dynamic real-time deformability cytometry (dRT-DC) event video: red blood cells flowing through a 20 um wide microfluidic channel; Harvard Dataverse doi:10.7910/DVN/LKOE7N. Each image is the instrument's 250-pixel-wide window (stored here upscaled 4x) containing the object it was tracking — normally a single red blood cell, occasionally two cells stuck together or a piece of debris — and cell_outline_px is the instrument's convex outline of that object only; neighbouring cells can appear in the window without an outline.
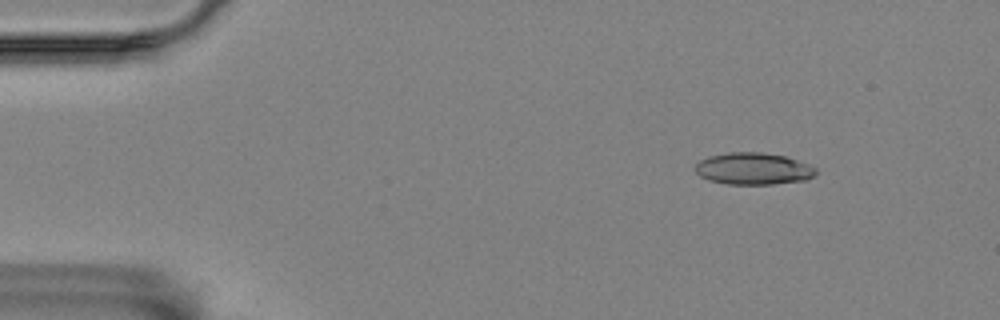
{"species": "Egyptian fruit bat (a non-hibernating species)", "species_latin": "Rousettus aegyptiacus", "temperature_condition": "room temperature", "stored_images_in_passage": 6, "camera_frame_rate_fps": 3000, "um_per_image_px": 0.085, "animal": {"sex": "female"}, "frame": {"image": 1, "passage_image": 1, "time_ms": 0.0, "image_size_px": [1000, 320], "cell_outline_px": [[816, 172], [808, 180], [772, 184], [728, 184], [708, 180], [700, 176], [692, 168], [700, 160], [712, 156], [728, 152], [760, 152], [784, 156], [808, 164], [816, 168]], "centroid_in_image_um": [64.01, 14.34], "position_along_channel_um": 21.0, "area_um2": 22.37}}
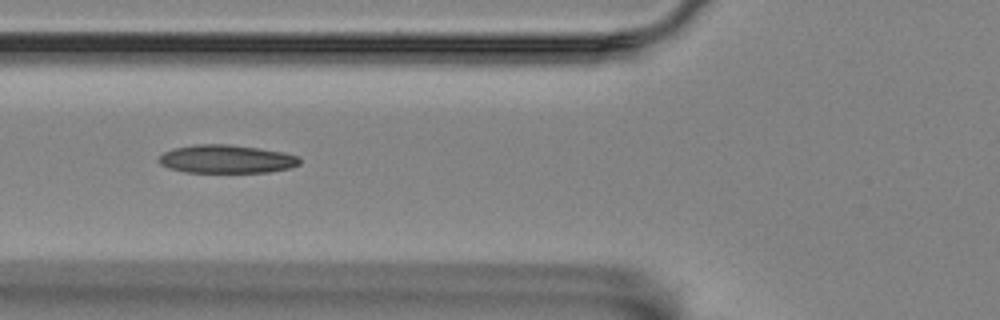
{"frame": {"image": 2, "passage_image": 5, "time_ms": 1.333, "image_size_px": [1000, 320], "cell_outline_px": [[300, 164], [288, 168], [268, 172], [184, 172], [168, 168], [160, 164], [156, 160], [164, 152], [172, 148], [196, 144], [228, 144], [260, 148], [284, 152], [300, 156]], "centroid_in_image_um": [19.23, 13.51], "position_along_channel_um": 106.6, "area_um2": 23.41}}
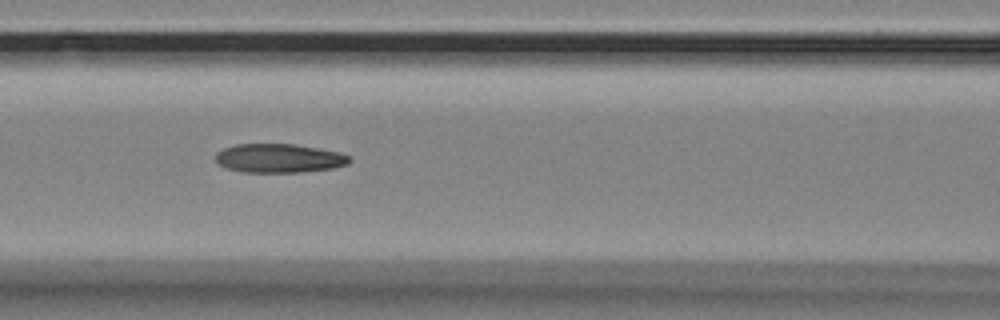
{"frame": {"image": 3, "passage_image": 6, "time_ms": 1.667, "image_size_px": [1000, 320], "cell_outline_px": [[352, 160], [348, 164], [332, 168], [300, 172], [244, 172], [228, 168], [216, 164], [216, 152], [224, 148], [236, 144], [296, 144], [340, 152], [348, 156]], "centroid_in_image_um": [23.71, 13.44], "position_along_channel_um": 142.9, "area_um2": 22.54}}